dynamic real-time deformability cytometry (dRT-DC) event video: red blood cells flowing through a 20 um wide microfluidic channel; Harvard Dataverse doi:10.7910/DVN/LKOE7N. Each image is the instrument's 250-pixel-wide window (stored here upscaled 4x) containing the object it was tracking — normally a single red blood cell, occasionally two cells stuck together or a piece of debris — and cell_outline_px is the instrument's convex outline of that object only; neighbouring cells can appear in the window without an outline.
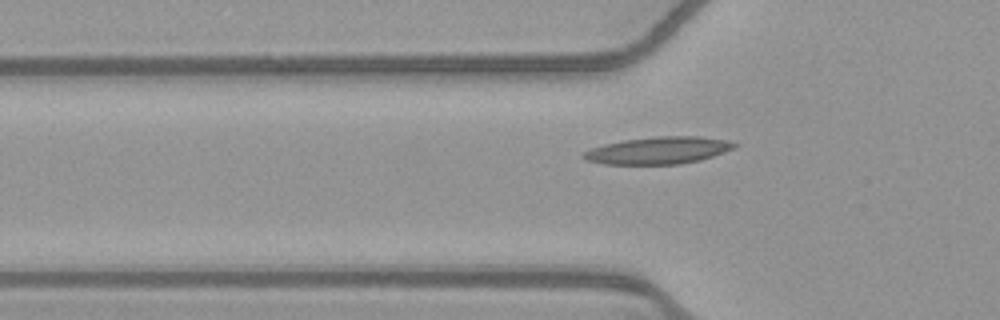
{"species": "common noctule bat (a hibernating species)", "species_latin": "Nyctalus noctula", "temperature_condition": "warm", "stored_images_in_passage": 32, "camera_frame_rate_fps": 3000, "um_per_image_px": 0.085, "animal": {"sex": "female", "body_mass_g": 21.9}, "frame": {"image": 1, "passage_image": 3, "time_ms": 0.667, "image_size_px": [1000, 320], "cell_outline_px": [[740, 144], [736, 148], [700, 160], [680, 164], [604, 164], [588, 160], [580, 156], [584, 152], [592, 148], [604, 144], [624, 140], [656, 136], [696, 136], [728, 140]], "centroid_in_image_um": [56.0, 12.78], "position_along_channel_um": 69.8, "area_um2": 23.87}}
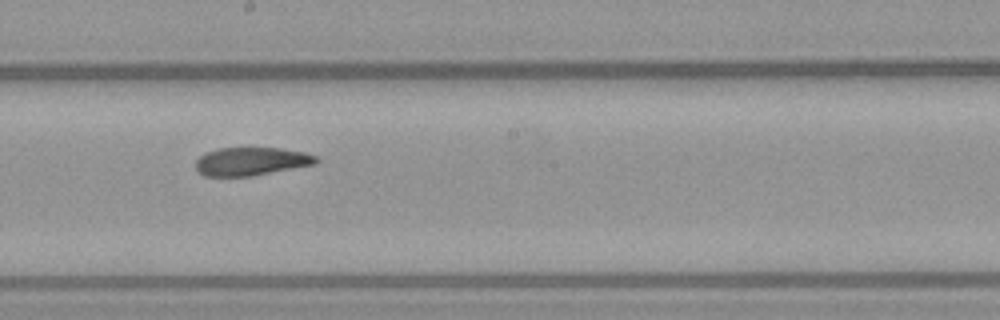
{"frame": {"image": 2, "passage_image": 15, "time_ms": 4.667, "image_size_px": [1000, 320], "cell_outline_px": [[320, 160], [316, 164], [252, 176], [204, 176], [196, 172], [196, 160], [204, 152], [220, 148], [280, 148], [304, 152], [320, 156]], "centroid_in_image_um": [21.37, 13.72], "position_along_channel_um": 226.8, "area_um2": 20.06}}
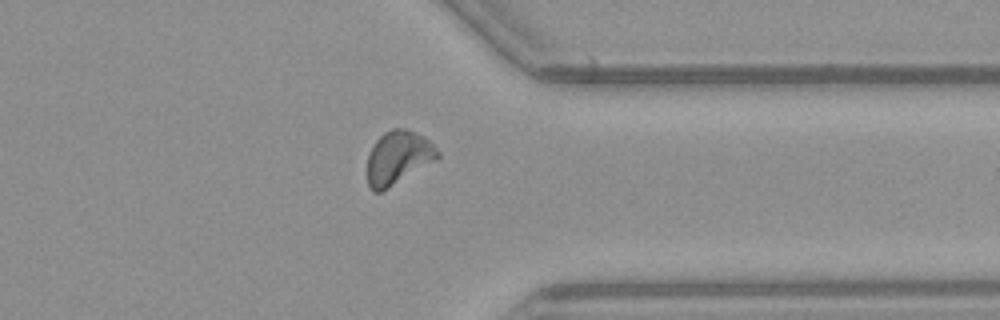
{"frame": {"image": 3, "passage_image": 27, "time_ms": 8.667, "image_size_px": [1000, 320], "cell_outline_px": [[440, 156], [436, 160], [388, 188], [380, 192], [372, 192], [368, 184], [368, 156], [376, 140], [384, 132], [392, 128], [404, 128], [416, 132], [424, 136], [440, 152]], "centroid_in_image_um": [33.85, 13.39], "position_along_channel_um": 377.6, "area_um2": 21.73}, "authors_computed_cell_mechanics": {"area_um2": 21.0103, "velocity_mm_per_s": 3.891, "shape_relaxation_time_tau1_ms": 5.6107, "shape_relaxation_time_tau2_ms": 3.2937, "deformation_change_tau1": 0.1932, "deformation_change_tau2": 0.1087}}